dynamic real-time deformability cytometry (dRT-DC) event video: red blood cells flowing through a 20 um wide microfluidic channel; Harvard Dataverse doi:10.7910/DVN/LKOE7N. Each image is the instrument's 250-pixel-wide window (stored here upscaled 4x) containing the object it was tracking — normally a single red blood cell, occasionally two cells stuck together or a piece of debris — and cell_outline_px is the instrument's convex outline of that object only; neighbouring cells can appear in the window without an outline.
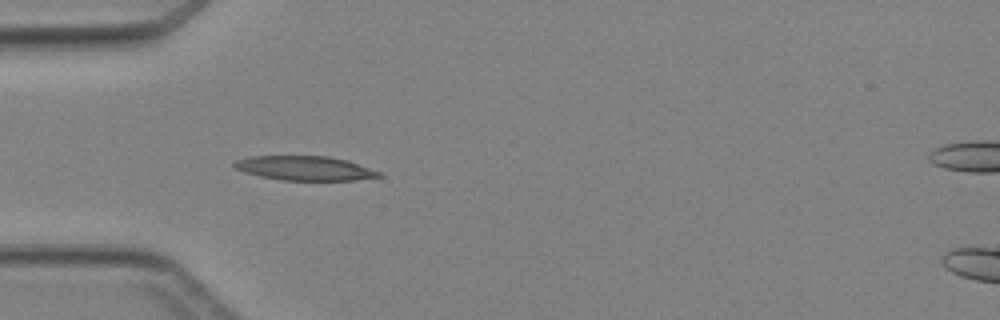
{"species": "Egyptian fruit bat (a non-hibernating species)", "species_latin": "Rousettus aegyptiacus", "temperature_condition": "cold", "stored_images_in_passage": 5, "camera_frame_rate_fps": 3000, "um_per_image_px": 0.085, "animal": {"sex": "female"}, "frame": {"image": 1, "passage_image": 4, "time_ms": 3.333, "image_size_px": [1000, 320], "cell_outline_px": [[384, 176], [356, 180], [280, 180], [260, 176], [244, 172], [236, 168], [232, 164], [236, 160], [248, 156], [328, 156], [348, 160], [380, 172]], "centroid_in_image_um": [25.9, 14.29], "position_along_channel_um": 59.1, "area_um2": 20.52}}